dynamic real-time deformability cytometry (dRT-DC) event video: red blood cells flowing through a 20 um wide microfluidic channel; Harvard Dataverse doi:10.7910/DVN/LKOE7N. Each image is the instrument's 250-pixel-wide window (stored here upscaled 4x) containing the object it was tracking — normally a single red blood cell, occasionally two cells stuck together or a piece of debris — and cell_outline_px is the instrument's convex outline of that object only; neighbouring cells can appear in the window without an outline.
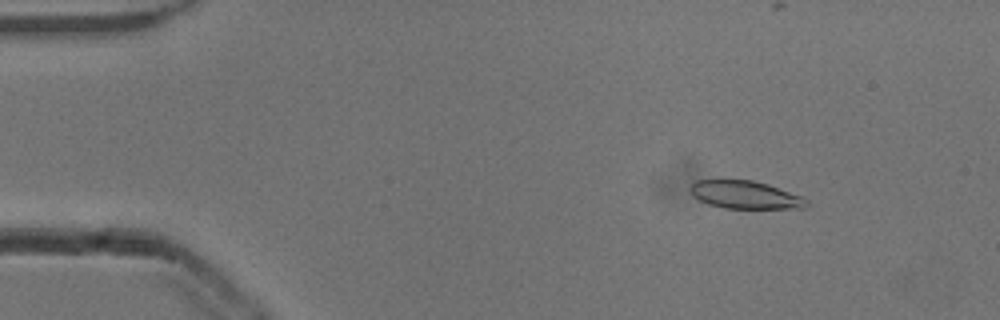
{"species": "common noctule bat (a hibernating species)", "species_latin": "Nyctalus noctula", "temperature_condition": "cold", "stored_images_in_passage": 54, "camera_frame_rate_fps": 3000, "um_per_image_px": 0.085, "animal": {"sex": "male", "body_mass_g": 13.3}, "frame": {"image": 1, "passage_image": 7, "time_ms": 2.0, "image_size_px": [1000, 320], "cell_outline_px": [[808, 204], [804, 208], [724, 208], [708, 204], [692, 196], [688, 188], [696, 180], [716, 176], [752, 180], [768, 184], [800, 196], [808, 200]], "centroid_in_image_um": [63.22, 16.5], "position_along_channel_um": 21.8, "area_um2": 19.59}}
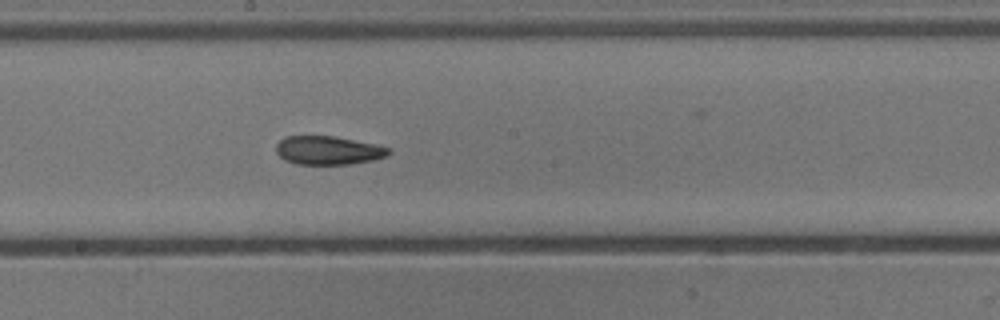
{"frame": {"image": 2, "passage_image": 29, "time_ms": 9.333, "image_size_px": [1000, 320], "cell_outline_px": [[392, 152], [388, 156], [372, 160], [352, 164], [296, 164], [284, 160], [276, 152], [276, 144], [284, 136], [332, 136], [376, 144], [392, 148]], "centroid_in_image_um": [27.92, 12.78], "position_along_channel_um": 220.3, "area_um2": 18.9}}
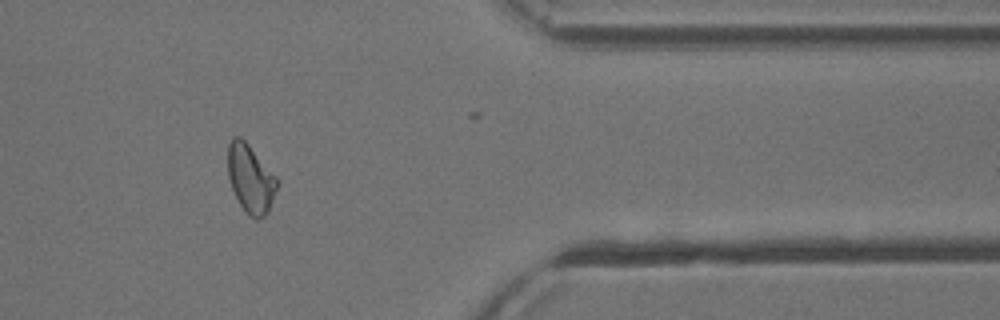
{"frame": {"image": 3, "passage_image": 44, "time_ms": 14.333, "image_size_px": [1000, 320], "cell_outline_px": [[276, 188], [268, 212], [260, 220], [256, 220], [248, 216], [240, 204], [232, 188], [228, 176], [228, 144], [232, 136], [240, 136], [248, 144], [276, 176]], "centroid_in_image_um": [21.27, 15.19], "position_along_channel_um": 390.1, "area_um2": 19.36}, "authors_computed_cell_mechanics": {"area_um2": 19.5942, "velocity_mm_per_s": 3.8406, "shape_relaxation_time_tau1_ms": 9.9223, "shape_relaxation_time_tau2_ms": 5.2645, "deformation_change_tau1": 0.1768, "deformation_change_tau2": 0.1198}}